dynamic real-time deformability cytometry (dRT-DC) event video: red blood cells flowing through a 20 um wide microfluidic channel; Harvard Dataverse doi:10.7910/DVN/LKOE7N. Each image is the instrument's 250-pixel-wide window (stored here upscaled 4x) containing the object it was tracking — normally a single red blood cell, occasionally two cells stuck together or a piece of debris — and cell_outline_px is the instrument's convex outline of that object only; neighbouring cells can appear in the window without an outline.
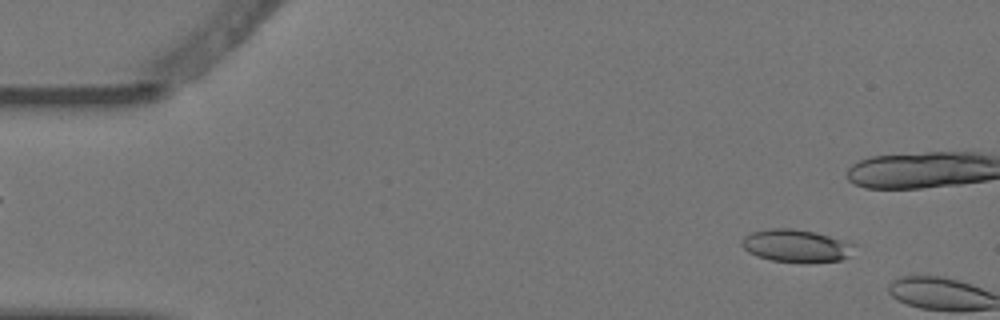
{"species": "Egyptian fruit bat (a non-hibernating species)", "species_latin": "Rousettus aegyptiacus", "temperature_condition": "warm", "stored_images_in_passage": 2, "camera_frame_rate_fps": 3000, "um_per_image_px": 0.085, "animal": {"sex": "female"}, "frame": {"image": 1, "passage_image": 1, "time_ms": 0.0, "image_size_px": [1000, 320], "cell_outline_px": [[856, 244], [852, 256], [840, 260], [812, 264], [808, 264], [772, 260], [756, 256], [748, 252], [740, 244], [744, 236], [752, 232], [768, 228], [792, 228], [816, 232]], "centroid_in_image_um": [67.71, 20.91], "position_along_channel_um": 17.3, "area_um2": 21.96}}